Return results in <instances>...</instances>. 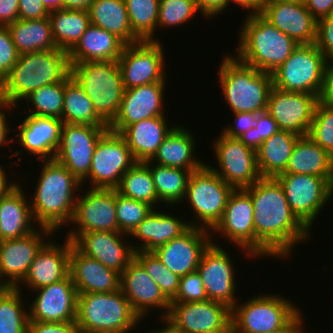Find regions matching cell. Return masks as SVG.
Returning a JSON list of instances; mask_svg holds the SVG:
<instances>
[{"instance_id": "be15d7a7", "label": "cell", "mask_w": 333, "mask_h": 333, "mask_svg": "<svg viewBox=\"0 0 333 333\" xmlns=\"http://www.w3.org/2000/svg\"><path fill=\"white\" fill-rule=\"evenodd\" d=\"M320 101L333 107V59L327 60L324 89Z\"/></svg>"}, {"instance_id": "681fc988", "label": "cell", "mask_w": 333, "mask_h": 333, "mask_svg": "<svg viewBox=\"0 0 333 333\" xmlns=\"http://www.w3.org/2000/svg\"><path fill=\"white\" fill-rule=\"evenodd\" d=\"M197 12L200 13L196 0H160L157 27L182 26L194 19Z\"/></svg>"}, {"instance_id": "f35d334b", "label": "cell", "mask_w": 333, "mask_h": 333, "mask_svg": "<svg viewBox=\"0 0 333 333\" xmlns=\"http://www.w3.org/2000/svg\"><path fill=\"white\" fill-rule=\"evenodd\" d=\"M7 28L19 54L57 49L49 17L31 20L17 19Z\"/></svg>"}, {"instance_id": "9f6ffc18", "label": "cell", "mask_w": 333, "mask_h": 333, "mask_svg": "<svg viewBox=\"0 0 333 333\" xmlns=\"http://www.w3.org/2000/svg\"><path fill=\"white\" fill-rule=\"evenodd\" d=\"M234 114L232 126H226L221 131L222 134L231 138H239L254 127L258 113L237 112Z\"/></svg>"}, {"instance_id": "277c9868", "label": "cell", "mask_w": 333, "mask_h": 333, "mask_svg": "<svg viewBox=\"0 0 333 333\" xmlns=\"http://www.w3.org/2000/svg\"><path fill=\"white\" fill-rule=\"evenodd\" d=\"M239 33L236 57L257 70L273 74L298 47L260 13L247 14Z\"/></svg>"}, {"instance_id": "003e7915", "label": "cell", "mask_w": 333, "mask_h": 333, "mask_svg": "<svg viewBox=\"0 0 333 333\" xmlns=\"http://www.w3.org/2000/svg\"><path fill=\"white\" fill-rule=\"evenodd\" d=\"M231 2L249 10L248 14L259 13L262 7V0H227V7L230 6Z\"/></svg>"}, {"instance_id": "3957f363", "label": "cell", "mask_w": 333, "mask_h": 333, "mask_svg": "<svg viewBox=\"0 0 333 333\" xmlns=\"http://www.w3.org/2000/svg\"><path fill=\"white\" fill-rule=\"evenodd\" d=\"M70 73L68 52L64 50L19 54L18 61L0 83V96L12 107L19 108L31 92L61 82ZM18 102H21L19 106Z\"/></svg>"}, {"instance_id": "74e56055", "label": "cell", "mask_w": 333, "mask_h": 333, "mask_svg": "<svg viewBox=\"0 0 333 333\" xmlns=\"http://www.w3.org/2000/svg\"><path fill=\"white\" fill-rule=\"evenodd\" d=\"M88 11L92 25L115 34L126 45L141 41L131 29L125 0H94Z\"/></svg>"}, {"instance_id": "11e5206c", "label": "cell", "mask_w": 333, "mask_h": 333, "mask_svg": "<svg viewBox=\"0 0 333 333\" xmlns=\"http://www.w3.org/2000/svg\"><path fill=\"white\" fill-rule=\"evenodd\" d=\"M80 333H106V332H86V331H80Z\"/></svg>"}, {"instance_id": "ab89813d", "label": "cell", "mask_w": 333, "mask_h": 333, "mask_svg": "<svg viewBox=\"0 0 333 333\" xmlns=\"http://www.w3.org/2000/svg\"><path fill=\"white\" fill-rule=\"evenodd\" d=\"M48 17L56 46L66 52L77 44L91 24L87 9L52 10Z\"/></svg>"}, {"instance_id": "2e32d148", "label": "cell", "mask_w": 333, "mask_h": 333, "mask_svg": "<svg viewBox=\"0 0 333 333\" xmlns=\"http://www.w3.org/2000/svg\"><path fill=\"white\" fill-rule=\"evenodd\" d=\"M108 129V126L64 123L54 160L81 182L89 173L98 141Z\"/></svg>"}, {"instance_id": "ffe728a7", "label": "cell", "mask_w": 333, "mask_h": 333, "mask_svg": "<svg viewBox=\"0 0 333 333\" xmlns=\"http://www.w3.org/2000/svg\"><path fill=\"white\" fill-rule=\"evenodd\" d=\"M253 213L251 195L244 188L234 189L228 197L223 216L210 232L220 233L247 256L255 258Z\"/></svg>"}, {"instance_id": "6125c7cd", "label": "cell", "mask_w": 333, "mask_h": 333, "mask_svg": "<svg viewBox=\"0 0 333 333\" xmlns=\"http://www.w3.org/2000/svg\"><path fill=\"white\" fill-rule=\"evenodd\" d=\"M304 5L316 20L333 14V0H304Z\"/></svg>"}, {"instance_id": "60d3db41", "label": "cell", "mask_w": 333, "mask_h": 333, "mask_svg": "<svg viewBox=\"0 0 333 333\" xmlns=\"http://www.w3.org/2000/svg\"><path fill=\"white\" fill-rule=\"evenodd\" d=\"M62 121L70 124L108 126L95 112L93 103L71 73L65 78Z\"/></svg>"}, {"instance_id": "2644e50d", "label": "cell", "mask_w": 333, "mask_h": 333, "mask_svg": "<svg viewBox=\"0 0 333 333\" xmlns=\"http://www.w3.org/2000/svg\"><path fill=\"white\" fill-rule=\"evenodd\" d=\"M94 0H63L65 9H89Z\"/></svg>"}, {"instance_id": "91938a15", "label": "cell", "mask_w": 333, "mask_h": 333, "mask_svg": "<svg viewBox=\"0 0 333 333\" xmlns=\"http://www.w3.org/2000/svg\"><path fill=\"white\" fill-rule=\"evenodd\" d=\"M200 15L204 18L216 17L227 9V0H196Z\"/></svg>"}, {"instance_id": "52a82bcc", "label": "cell", "mask_w": 333, "mask_h": 333, "mask_svg": "<svg viewBox=\"0 0 333 333\" xmlns=\"http://www.w3.org/2000/svg\"><path fill=\"white\" fill-rule=\"evenodd\" d=\"M71 76L93 103L96 114L109 126L116 118L124 86L117 61L70 63Z\"/></svg>"}, {"instance_id": "e575fe53", "label": "cell", "mask_w": 333, "mask_h": 333, "mask_svg": "<svg viewBox=\"0 0 333 333\" xmlns=\"http://www.w3.org/2000/svg\"><path fill=\"white\" fill-rule=\"evenodd\" d=\"M125 45L115 34L90 24L68 52L69 62L118 61Z\"/></svg>"}, {"instance_id": "d6a6232c", "label": "cell", "mask_w": 333, "mask_h": 333, "mask_svg": "<svg viewBox=\"0 0 333 333\" xmlns=\"http://www.w3.org/2000/svg\"><path fill=\"white\" fill-rule=\"evenodd\" d=\"M165 115L152 117L127 126L120 134L137 162L151 160L166 136L176 126L167 125Z\"/></svg>"}, {"instance_id": "30bf717a", "label": "cell", "mask_w": 333, "mask_h": 333, "mask_svg": "<svg viewBox=\"0 0 333 333\" xmlns=\"http://www.w3.org/2000/svg\"><path fill=\"white\" fill-rule=\"evenodd\" d=\"M327 59L316 44L298 45L286 61L272 74L273 87L316 95L324 89Z\"/></svg>"}, {"instance_id": "9c48e42d", "label": "cell", "mask_w": 333, "mask_h": 333, "mask_svg": "<svg viewBox=\"0 0 333 333\" xmlns=\"http://www.w3.org/2000/svg\"><path fill=\"white\" fill-rule=\"evenodd\" d=\"M233 190L231 185L224 182L206 164L192 172L183 199L193 209L194 220L189 221V225L211 231L223 216Z\"/></svg>"}, {"instance_id": "83f0119b", "label": "cell", "mask_w": 333, "mask_h": 333, "mask_svg": "<svg viewBox=\"0 0 333 333\" xmlns=\"http://www.w3.org/2000/svg\"><path fill=\"white\" fill-rule=\"evenodd\" d=\"M64 122L56 117L27 114L17 128L16 142L38 159L52 160L61 139ZM18 140V141H17Z\"/></svg>"}, {"instance_id": "a7ac6f4b", "label": "cell", "mask_w": 333, "mask_h": 333, "mask_svg": "<svg viewBox=\"0 0 333 333\" xmlns=\"http://www.w3.org/2000/svg\"><path fill=\"white\" fill-rule=\"evenodd\" d=\"M5 108L10 113H13V112H11L13 107L3 97L0 96V132H9L10 131L9 130L10 124L8 125V121L6 120L7 119L6 116L8 115V113L6 114V112L4 110Z\"/></svg>"}, {"instance_id": "603a6c76", "label": "cell", "mask_w": 333, "mask_h": 333, "mask_svg": "<svg viewBox=\"0 0 333 333\" xmlns=\"http://www.w3.org/2000/svg\"><path fill=\"white\" fill-rule=\"evenodd\" d=\"M215 234L190 226L184 233L152 251L173 273L182 277L197 271L203 252Z\"/></svg>"}, {"instance_id": "8c879c8a", "label": "cell", "mask_w": 333, "mask_h": 333, "mask_svg": "<svg viewBox=\"0 0 333 333\" xmlns=\"http://www.w3.org/2000/svg\"><path fill=\"white\" fill-rule=\"evenodd\" d=\"M42 3L49 12L63 9V0H42Z\"/></svg>"}, {"instance_id": "11a10c76", "label": "cell", "mask_w": 333, "mask_h": 333, "mask_svg": "<svg viewBox=\"0 0 333 333\" xmlns=\"http://www.w3.org/2000/svg\"><path fill=\"white\" fill-rule=\"evenodd\" d=\"M315 44L327 60L333 59V14L317 20Z\"/></svg>"}, {"instance_id": "8992f818", "label": "cell", "mask_w": 333, "mask_h": 333, "mask_svg": "<svg viewBox=\"0 0 333 333\" xmlns=\"http://www.w3.org/2000/svg\"><path fill=\"white\" fill-rule=\"evenodd\" d=\"M141 320L121 289L78 294L76 324L80 331L131 333Z\"/></svg>"}, {"instance_id": "5bb4252c", "label": "cell", "mask_w": 333, "mask_h": 333, "mask_svg": "<svg viewBox=\"0 0 333 333\" xmlns=\"http://www.w3.org/2000/svg\"><path fill=\"white\" fill-rule=\"evenodd\" d=\"M163 44L144 40L125 45L118 65L124 89L154 82H166Z\"/></svg>"}, {"instance_id": "4fadbf2b", "label": "cell", "mask_w": 333, "mask_h": 333, "mask_svg": "<svg viewBox=\"0 0 333 333\" xmlns=\"http://www.w3.org/2000/svg\"><path fill=\"white\" fill-rule=\"evenodd\" d=\"M70 223L74 226L66 238L71 242L80 233L120 232L116 218V189L91 188L83 195L79 194Z\"/></svg>"}, {"instance_id": "484cf974", "label": "cell", "mask_w": 333, "mask_h": 333, "mask_svg": "<svg viewBox=\"0 0 333 333\" xmlns=\"http://www.w3.org/2000/svg\"><path fill=\"white\" fill-rule=\"evenodd\" d=\"M120 289L142 320L155 308L163 310L159 317L168 316L171 302L135 259L121 273Z\"/></svg>"}, {"instance_id": "836d02e7", "label": "cell", "mask_w": 333, "mask_h": 333, "mask_svg": "<svg viewBox=\"0 0 333 333\" xmlns=\"http://www.w3.org/2000/svg\"><path fill=\"white\" fill-rule=\"evenodd\" d=\"M195 139L193 131L182 125L175 126L150 161L157 162L154 164L160 166L182 168L191 172L197 171L206 163L194 154L197 144Z\"/></svg>"}, {"instance_id": "db71d44e", "label": "cell", "mask_w": 333, "mask_h": 333, "mask_svg": "<svg viewBox=\"0 0 333 333\" xmlns=\"http://www.w3.org/2000/svg\"><path fill=\"white\" fill-rule=\"evenodd\" d=\"M19 53L7 26H0V83L18 61Z\"/></svg>"}, {"instance_id": "ee69618b", "label": "cell", "mask_w": 333, "mask_h": 333, "mask_svg": "<svg viewBox=\"0 0 333 333\" xmlns=\"http://www.w3.org/2000/svg\"><path fill=\"white\" fill-rule=\"evenodd\" d=\"M21 294L17 288L0 287V333H27L29 313Z\"/></svg>"}, {"instance_id": "f6af8a7d", "label": "cell", "mask_w": 333, "mask_h": 333, "mask_svg": "<svg viewBox=\"0 0 333 333\" xmlns=\"http://www.w3.org/2000/svg\"><path fill=\"white\" fill-rule=\"evenodd\" d=\"M133 33L141 40L159 41L156 35L160 0H125Z\"/></svg>"}, {"instance_id": "e7e4bbea", "label": "cell", "mask_w": 333, "mask_h": 333, "mask_svg": "<svg viewBox=\"0 0 333 333\" xmlns=\"http://www.w3.org/2000/svg\"><path fill=\"white\" fill-rule=\"evenodd\" d=\"M301 310L283 327L270 333H304V319Z\"/></svg>"}, {"instance_id": "4dcf8cb0", "label": "cell", "mask_w": 333, "mask_h": 333, "mask_svg": "<svg viewBox=\"0 0 333 333\" xmlns=\"http://www.w3.org/2000/svg\"><path fill=\"white\" fill-rule=\"evenodd\" d=\"M164 212V210L153 209L129 235V237L132 236L140 240L139 244H132L135 251L152 252L180 236L190 227L188 221Z\"/></svg>"}, {"instance_id": "8fae6325", "label": "cell", "mask_w": 333, "mask_h": 333, "mask_svg": "<svg viewBox=\"0 0 333 333\" xmlns=\"http://www.w3.org/2000/svg\"><path fill=\"white\" fill-rule=\"evenodd\" d=\"M136 162L124 137L108 129L96 145L91 168L81 184L90 179V188L116 189Z\"/></svg>"}, {"instance_id": "44dd1931", "label": "cell", "mask_w": 333, "mask_h": 333, "mask_svg": "<svg viewBox=\"0 0 333 333\" xmlns=\"http://www.w3.org/2000/svg\"><path fill=\"white\" fill-rule=\"evenodd\" d=\"M319 100L313 94L272 87L266 112L274 119L279 130L307 136Z\"/></svg>"}, {"instance_id": "c3c4849f", "label": "cell", "mask_w": 333, "mask_h": 333, "mask_svg": "<svg viewBox=\"0 0 333 333\" xmlns=\"http://www.w3.org/2000/svg\"><path fill=\"white\" fill-rule=\"evenodd\" d=\"M153 209L148 203L133 200L116 191V218L122 233L130 235Z\"/></svg>"}, {"instance_id": "94428289", "label": "cell", "mask_w": 333, "mask_h": 333, "mask_svg": "<svg viewBox=\"0 0 333 333\" xmlns=\"http://www.w3.org/2000/svg\"><path fill=\"white\" fill-rule=\"evenodd\" d=\"M19 0H0V26H8L18 19Z\"/></svg>"}, {"instance_id": "8d00e7d4", "label": "cell", "mask_w": 333, "mask_h": 333, "mask_svg": "<svg viewBox=\"0 0 333 333\" xmlns=\"http://www.w3.org/2000/svg\"><path fill=\"white\" fill-rule=\"evenodd\" d=\"M299 137L293 132L279 130L262 142L256 150L261 177L275 178L285 171Z\"/></svg>"}, {"instance_id": "ac0fdd59", "label": "cell", "mask_w": 333, "mask_h": 333, "mask_svg": "<svg viewBox=\"0 0 333 333\" xmlns=\"http://www.w3.org/2000/svg\"><path fill=\"white\" fill-rule=\"evenodd\" d=\"M49 235L53 237L54 232L37 227L22 238L0 241V287L16 288L23 281Z\"/></svg>"}, {"instance_id": "d590c367", "label": "cell", "mask_w": 333, "mask_h": 333, "mask_svg": "<svg viewBox=\"0 0 333 333\" xmlns=\"http://www.w3.org/2000/svg\"><path fill=\"white\" fill-rule=\"evenodd\" d=\"M325 178L333 186V157L308 136H300L285 171Z\"/></svg>"}, {"instance_id": "d4e9b609", "label": "cell", "mask_w": 333, "mask_h": 333, "mask_svg": "<svg viewBox=\"0 0 333 333\" xmlns=\"http://www.w3.org/2000/svg\"><path fill=\"white\" fill-rule=\"evenodd\" d=\"M165 83L167 82H154L125 89L118 114L108 128L121 133L135 122L164 116Z\"/></svg>"}, {"instance_id": "5b68a950", "label": "cell", "mask_w": 333, "mask_h": 333, "mask_svg": "<svg viewBox=\"0 0 333 333\" xmlns=\"http://www.w3.org/2000/svg\"><path fill=\"white\" fill-rule=\"evenodd\" d=\"M222 59L218 71L219 85L231 111L265 112L273 87L272 74L243 63L230 53Z\"/></svg>"}, {"instance_id": "4316f807", "label": "cell", "mask_w": 333, "mask_h": 333, "mask_svg": "<svg viewBox=\"0 0 333 333\" xmlns=\"http://www.w3.org/2000/svg\"><path fill=\"white\" fill-rule=\"evenodd\" d=\"M259 13L298 45L316 42L317 20L304 3H264Z\"/></svg>"}, {"instance_id": "7a4b0ae2", "label": "cell", "mask_w": 333, "mask_h": 333, "mask_svg": "<svg viewBox=\"0 0 333 333\" xmlns=\"http://www.w3.org/2000/svg\"><path fill=\"white\" fill-rule=\"evenodd\" d=\"M30 206L35 224L55 233L72 219L81 182L56 160H42ZM37 222V223H36Z\"/></svg>"}, {"instance_id": "753ad0ef", "label": "cell", "mask_w": 333, "mask_h": 333, "mask_svg": "<svg viewBox=\"0 0 333 333\" xmlns=\"http://www.w3.org/2000/svg\"><path fill=\"white\" fill-rule=\"evenodd\" d=\"M9 136V132H0V146H8L7 144H10L14 139H7Z\"/></svg>"}, {"instance_id": "f1b7e54d", "label": "cell", "mask_w": 333, "mask_h": 333, "mask_svg": "<svg viewBox=\"0 0 333 333\" xmlns=\"http://www.w3.org/2000/svg\"><path fill=\"white\" fill-rule=\"evenodd\" d=\"M37 253L22 283L27 289L37 290L64 279L69 274V256L72 242L65 238L64 245L51 241V238Z\"/></svg>"}, {"instance_id": "7dc6e473", "label": "cell", "mask_w": 333, "mask_h": 333, "mask_svg": "<svg viewBox=\"0 0 333 333\" xmlns=\"http://www.w3.org/2000/svg\"><path fill=\"white\" fill-rule=\"evenodd\" d=\"M134 259L160 287L164 296L171 302L178 292L180 276L170 271L153 252L135 251Z\"/></svg>"}, {"instance_id": "d6986e66", "label": "cell", "mask_w": 333, "mask_h": 333, "mask_svg": "<svg viewBox=\"0 0 333 333\" xmlns=\"http://www.w3.org/2000/svg\"><path fill=\"white\" fill-rule=\"evenodd\" d=\"M166 318L185 333H231V309L209 299L171 303Z\"/></svg>"}, {"instance_id": "1f68e13d", "label": "cell", "mask_w": 333, "mask_h": 333, "mask_svg": "<svg viewBox=\"0 0 333 333\" xmlns=\"http://www.w3.org/2000/svg\"><path fill=\"white\" fill-rule=\"evenodd\" d=\"M21 186L19 183L7 195L0 198V241L19 239L37 229V226H33L36 224L29 197H26Z\"/></svg>"}, {"instance_id": "f546056e", "label": "cell", "mask_w": 333, "mask_h": 333, "mask_svg": "<svg viewBox=\"0 0 333 333\" xmlns=\"http://www.w3.org/2000/svg\"><path fill=\"white\" fill-rule=\"evenodd\" d=\"M69 274L78 294L115 292L120 289L119 272L82 254L73 243L69 256Z\"/></svg>"}, {"instance_id": "b9f144b4", "label": "cell", "mask_w": 333, "mask_h": 333, "mask_svg": "<svg viewBox=\"0 0 333 333\" xmlns=\"http://www.w3.org/2000/svg\"><path fill=\"white\" fill-rule=\"evenodd\" d=\"M144 163L150 168L159 202L167 206L183 203L192 172L182 168L153 165L150 160Z\"/></svg>"}, {"instance_id": "7c38bea8", "label": "cell", "mask_w": 333, "mask_h": 333, "mask_svg": "<svg viewBox=\"0 0 333 333\" xmlns=\"http://www.w3.org/2000/svg\"><path fill=\"white\" fill-rule=\"evenodd\" d=\"M290 209L311 231L313 223L333 195V186L322 177L308 174H279Z\"/></svg>"}, {"instance_id": "7bdbcfd3", "label": "cell", "mask_w": 333, "mask_h": 333, "mask_svg": "<svg viewBox=\"0 0 333 333\" xmlns=\"http://www.w3.org/2000/svg\"><path fill=\"white\" fill-rule=\"evenodd\" d=\"M116 191L125 197L148 203L154 209L159 207L157 204L160 205L150 168L144 162H136L124 173Z\"/></svg>"}, {"instance_id": "e0dca14e", "label": "cell", "mask_w": 333, "mask_h": 333, "mask_svg": "<svg viewBox=\"0 0 333 333\" xmlns=\"http://www.w3.org/2000/svg\"><path fill=\"white\" fill-rule=\"evenodd\" d=\"M226 251L212 240L201 256L197 271L201 276L208 299L225 304L232 309L239 302L235 295L237 292L235 276L237 275H235L233 258Z\"/></svg>"}, {"instance_id": "6f0895ef", "label": "cell", "mask_w": 333, "mask_h": 333, "mask_svg": "<svg viewBox=\"0 0 333 333\" xmlns=\"http://www.w3.org/2000/svg\"><path fill=\"white\" fill-rule=\"evenodd\" d=\"M27 333H80L76 321L40 322L28 321Z\"/></svg>"}, {"instance_id": "7402d4cb", "label": "cell", "mask_w": 333, "mask_h": 333, "mask_svg": "<svg viewBox=\"0 0 333 333\" xmlns=\"http://www.w3.org/2000/svg\"><path fill=\"white\" fill-rule=\"evenodd\" d=\"M34 291V300L28 305L29 321H76L78 293L70 274Z\"/></svg>"}, {"instance_id": "f5cc1de1", "label": "cell", "mask_w": 333, "mask_h": 333, "mask_svg": "<svg viewBox=\"0 0 333 333\" xmlns=\"http://www.w3.org/2000/svg\"><path fill=\"white\" fill-rule=\"evenodd\" d=\"M208 300L198 271L180 278L178 292L171 303H187Z\"/></svg>"}, {"instance_id": "bcb514c9", "label": "cell", "mask_w": 333, "mask_h": 333, "mask_svg": "<svg viewBox=\"0 0 333 333\" xmlns=\"http://www.w3.org/2000/svg\"><path fill=\"white\" fill-rule=\"evenodd\" d=\"M65 79L61 82L43 86L23 99L30 103V112L37 116L56 117L62 120ZM28 101V102H27ZM32 108V109H31Z\"/></svg>"}, {"instance_id": "6da1fadb", "label": "cell", "mask_w": 333, "mask_h": 333, "mask_svg": "<svg viewBox=\"0 0 333 333\" xmlns=\"http://www.w3.org/2000/svg\"><path fill=\"white\" fill-rule=\"evenodd\" d=\"M244 189L254 209L255 258H287L297 243L309 241L312 232L290 209L276 178L262 177Z\"/></svg>"}, {"instance_id": "680465c9", "label": "cell", "mask_w": 333, "mask_h": 333, "mask_svg": "<svg viewBox=\"0 0 333 333\" xmlns=\"http://www.w3.org/2000/svg\"><path fill=\"white\" fill-rule=\"evenodd\" d=\"M49 11L42 0H19L18 19L31 20L48 17Z\"/></svg>"}, {"instance_id": "03108f58", "label": "cell", "mask_w": 333, "mask_h": 333, "mask_svg": "<svg viewBox=\"0 0 333 333\" xmlns=\"http://www.w3.org/2000/svg\"><path fill=\"white\" fill-rule=\"evenodd\" d=\"M2 164L0 165V198L7 195L12 189H14L20 182L12 181L7 176V171ZM9 179V181H8Z\"/></svg>"}, {"instance_id": "ba28073f", "label": "cell", "mask_w": 333, "mask_h": 333, "mask_svg": "<svg viewBox=\"0 0 333 333\" xmlns=\"http://www.w3.org/2000/svg\"><path fill=\"white\" fill-rule=\"evenodd\" d=\"M287 299L262 293L236 303L231 309V333H270L283 328L301 310Z\"/></svg>"}, {"instance_id": "9a60e30c", "label": "cell", "mask_w": 333, "mask_h": 333, "mask_svg": "<svg viewBox=\"0 0 333 333\" xmlns=\"http://www.w3.org/2000/svg\"><path fill=\"white\" fill-rule=\"evenodd\" d=\"M212 146L218 168L206 165L234 189L253 185L261 175L257 166L256 151L244 145L238 138L220 134ZM218 169V170H217Z\"/></svg>"}, {"instance_id": "cb8c5ba5", "label": "cell", "mask_w": 333, "mask_h": 333, "mask_svg": "<svg viewBox=\"0 0 333 333\" xmlns=\"http://www.w3.org/2000/svg\"><path fill=\"white\" fill-rule=\"evenodd\" d=\"M127 236L122 232L92 231L80 233L72 243L82 254L121 274L135 255L133 243L125 240Z\"/></svg>"}, {"instance_id": "34e18365", "label": "cell", "mask_w": 333, "mask_h": 333, "mask_svg": "<svg viewBox=\"0 0 333 333\" xmlns=\"http://www.w3.org/2000/svg\"><path fill=\"white\" fill-rule=\"evenodd\" d=\"M271 2L304 3V0H262V4Z\"/></svg>"}, {"instance_id": "89a4df30", "label": "cell", "mask_w": 333, "mask_h": 333, "mask_svg": "<svg viewBox=\"0 0 333 333\" xmlns=\"http://www.w3.org/2000/svg\"><path fill=\"white\" fill-rule=\"evenodd\" d=\"M162 325L164 324L165 326L160 328L159 330L154 329V330H148L146 333H185L184 331L178 329L169 319L166 317L161 318ZM145 333V332H143Z\"/></svg>"}, {"instance_id": "816d5d0a", "label": "cell", "mask_w": 333, "mask_h": 333, "mask_svg": "<svg viewBox=\"0 0 333 333\" xmlns=\"http://www.w3.org/2000/svg\"><path fill=\"white\" fill-rule=\"evenodd\" d=\"M279 131L274 119L265 111L256 117L255 125L238 139L246 146L254 149L259 148L264 140Z\"/></svg>"}, {"instance_id": "f907efd6", "label": "cell", "mask_w": 333, "mask_h": 333, "mask_svg": "<svg viewBox=\"0 0 333 333\" xmlns=\"http://www.w3.org/2000/svg\"><path fill=\"white\" fill-rule=\"evenodd\" d=\"M307 136L333 157L332 106H329L320 100L318 101Z\"/></svg>"}]
</instances>
